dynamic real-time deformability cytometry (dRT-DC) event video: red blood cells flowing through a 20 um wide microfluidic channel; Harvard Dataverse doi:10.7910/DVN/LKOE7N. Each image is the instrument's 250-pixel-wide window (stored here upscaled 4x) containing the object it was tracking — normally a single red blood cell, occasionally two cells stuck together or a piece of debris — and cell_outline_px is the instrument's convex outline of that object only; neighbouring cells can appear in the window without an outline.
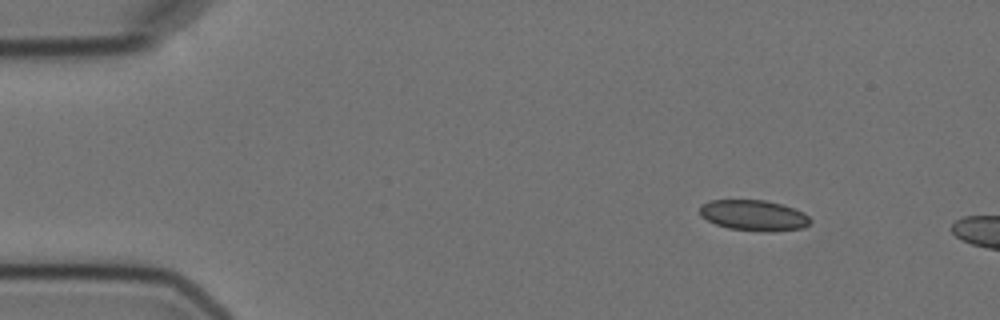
{"species": "Egyptian fruit bat (a non-hibernating species)", "species_latin": "Rousettus aegyptiacus", "temperature_condition": "cold", "stored_images_in_passage": 2, "camera_frame_rate_fps": 3000, "um_per_image_px": 0.085, "animal": {"sex": "female"}, "frame": {"image": 1, "passage_image": 1, "time_ms": 0.0, "image_size_px": [1000, 320], "cell_outline_px": [[812, 220], [804, 228], [772, 232], [760, 232], [728, 228], [716, 224], [700, 216], [700, 204], [712, 200], [764, 200], [780, 204], [804, 212]], "centroid_in_image_um": [64.07, 18.32], "position_along_channel_um": 20.9, "area_um2": 19.88}}